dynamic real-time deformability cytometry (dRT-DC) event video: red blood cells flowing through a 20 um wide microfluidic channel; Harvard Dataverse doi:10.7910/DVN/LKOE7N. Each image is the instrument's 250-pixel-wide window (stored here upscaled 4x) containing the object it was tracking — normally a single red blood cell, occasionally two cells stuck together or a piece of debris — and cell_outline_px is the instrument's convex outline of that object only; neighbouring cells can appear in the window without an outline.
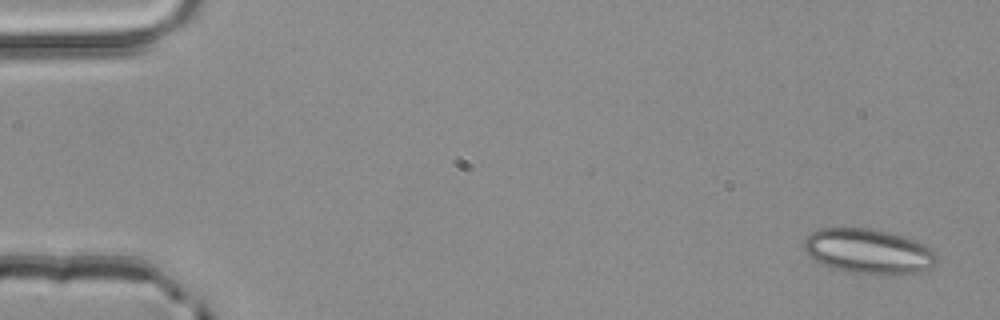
{"species": "common noctule bat (a hibernating species)", "species_latin": "Nyctalus noctula", "temperature_condition": "room temperature", "stored_images_in_passage": 4, "camera_frame_rate_fps": 3000, "um_per_image_px": 0.085, "animal": {"sex": "male", "body_mass_g": 20.4}, "frame": {"image": 1, "passage_image": 1, "time_ms": 0.0, "image_size_px": [1000, 320], "cell_outline_px": [[940, 260], [932, 268], [900, 276], [876, 276], [836, 268], [824, 264], [808, 256], [804, 248], [804, 240], [812, 232], [820, 228], [864, 228], [888, 232], [916, 240], [932, 248]], "centroid_in_image_um": [73.9, 21.39], "position_along_channel_um": 11.1, "area_um2": 35.08}}